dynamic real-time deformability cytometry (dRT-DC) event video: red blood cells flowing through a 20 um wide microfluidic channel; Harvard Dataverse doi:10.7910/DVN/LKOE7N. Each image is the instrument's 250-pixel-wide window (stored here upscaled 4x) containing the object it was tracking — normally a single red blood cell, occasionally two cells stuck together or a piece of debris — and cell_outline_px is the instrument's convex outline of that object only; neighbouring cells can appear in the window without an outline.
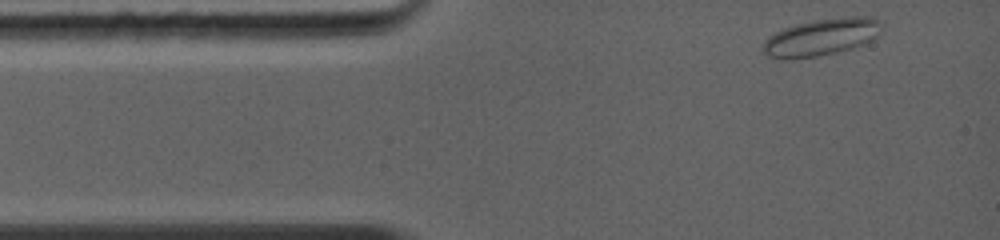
{"species": "common noctule bat (a hibernating species)", "species_latin": "Nyctalus noctula", "temperature_condition": "warm", "stored_images_in_passage": 25, "camera_frame_rate_fps": 5000, "um_per_image_px": 0.085, "animal": {"sex": "female", "body_mass_g": 19.0, "forearm_length_mm": 56.7}, "frame": {"image": 1, "passage_image": 1, "time_ms": 0.0, "image_size_px": [1000, 240], "cell_outline_px": [[880, 24], [876, 36], [864, 44], [852, 48], [836, 52], [816, 56], [788, 60], [780, 60], [768, 56], [760, 48], [764, 40], [768, 36], [784, 28], [796, 24], [812, 20], [848, 16], [872, 16]], "centroid_in_image_um": [69.73, 3.17], "position_along_channel_um": 15.3, "area_um2": 25.66}}
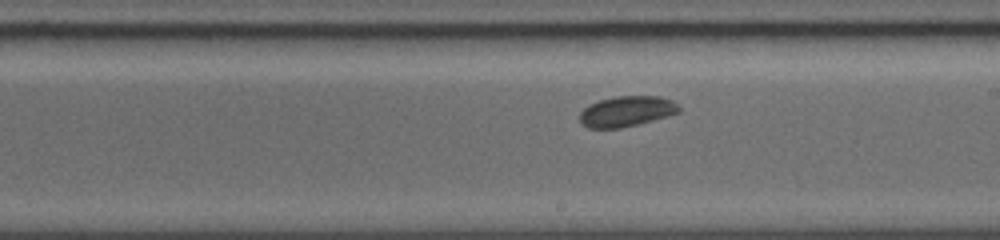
{"frame": {"image": 2, "passage_image": 15, "time_ms": 6.2, "image_size_px": [1000, 240], "cell_outline_px": [[680, 112], [668, 116], [620, 128], [588, 128], [580, 124], [580, 112], [588, 104], [600, 100], [616, 96], [660, 96], [672, 100], [680, 108]], "centroid_in_image_um": [53.24, 9.46], "position_along_channel_um": 235.8, "area_um2": 17.63}}
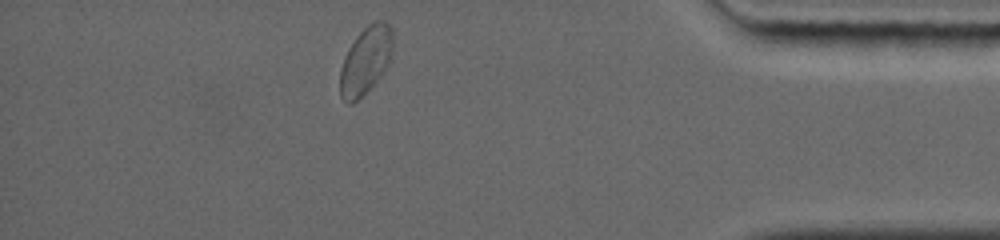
{"frame": {"image": 3, "passage_image": 25, "time_ms": 11.0, "image_size_px": [1000, 240], "cell_outline_px": [[392, 52], [388, 64], [376, 80], [352, 104], [348, 104], [340, 96], [340, 68], [344, 56], [348, 48], [356, 36], [368, 24], [376, 20], [384, 20], [392, 28]], "centroid_in_image_um": [31.06, 5.09], "position_along_channel_um": 404.1, "area_um2": 20.52}, "authors_computed_cell_mechanics": {"area_um2": 18.2648, "velocity_mm_per_s": 4.3132, "shape_relaxation_time_tau1_ms": 8.4762, "shape_relaxation_time_tau2_ms": null, "deformation_change_tau1": 0.0828, "deformation_change_tau2": null}}